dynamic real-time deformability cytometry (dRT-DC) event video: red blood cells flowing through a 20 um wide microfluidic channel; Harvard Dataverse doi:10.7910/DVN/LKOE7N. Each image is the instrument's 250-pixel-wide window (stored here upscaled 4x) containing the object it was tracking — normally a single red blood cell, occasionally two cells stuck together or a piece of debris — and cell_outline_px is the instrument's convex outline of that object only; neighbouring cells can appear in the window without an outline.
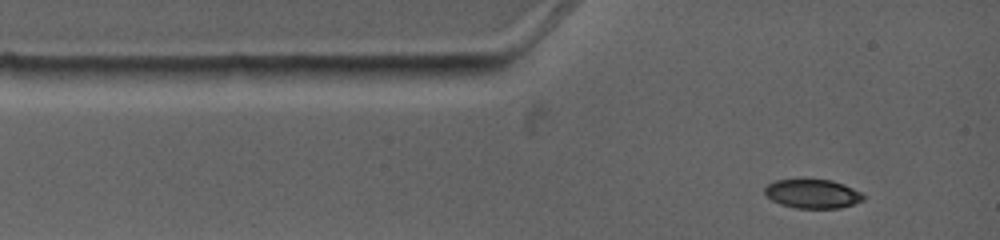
{"species": "common noctule bat (a hibernating species)", "species_latin": "Nyctalus noctula", "temperature_condition": "warm", "stored_images_in_passage": 4, "camera_frame_rate_fps": 4500, "um_per_image_px": 0.085, "animal": {"sex": "female", "body_mass_g": 19.0, "forearm_length_mm": 53.3}, "frame": {"image": 1, "passage_image": 1, "time_ms": 0.0, "image_size_px": [1000, 240], "cell_outline_px": [[864, 200], [840, 208], [796, 208], [780, 204], [772, 200], [764, 192], [764, 188], [768, 184], [776, 180], [800, 176], [832, 180], [844, 184], [860, 192], [864, 196]], "centroid_in_image_um": [69.03, 16.42], "position_along_channel_um": 16.0, "area_um2": 17.28}}
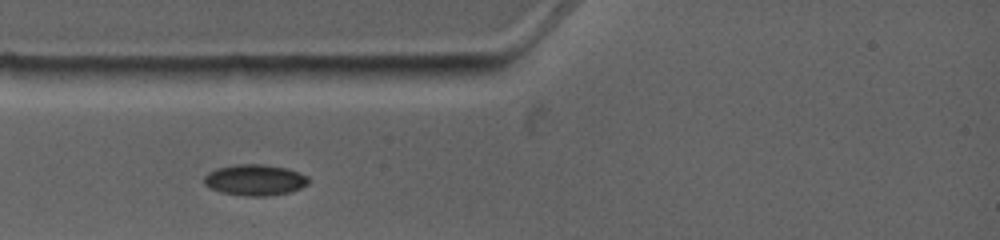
{"frame": {"image": 2, "passage_image": 3, "time_ms": 1.778, "image_size_px": [1000, 240], "cell_outline_px": [[312, 180], [308, 184], [300, 188], [288, 192], [264, 196], [248, 196], [220, 192], [204, 184], [204, 176], [208, 172], [216, 168], [236, 164], [264, 164], [288, 168], [300, 172], [308, 176]], "centroid_in_image_um": [21.7, 15.28], "position_along_channel_um": 63.3, "area_um2": 19.02}}
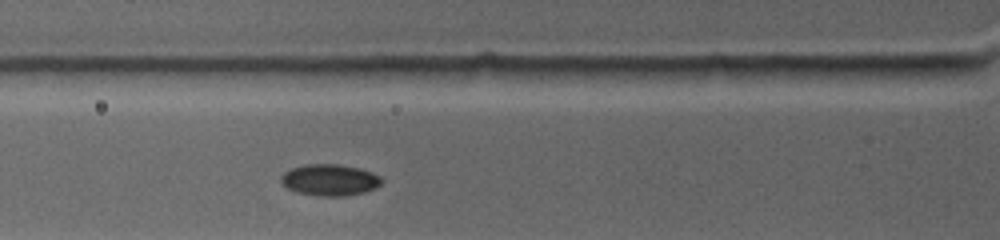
{"frame": {"image": 3, "passage_image": 4, "time_ms": 2.667, "image_size_px": [1000, 240], "cell_outline_px": [[384, 180], [376, 188], [364, 192], [344, 196], [316, 196], [296, 192], [288, 188], [280, 180], [280, 176], [284, 172], [292, 168], [304, 164], [340, 164], [360, 168], [372, 172], [380, 176]], "centroid_in_image_um": [28.04, 15.29], "position_along_channel_um": 97.8, "area_um2": 18.61}}